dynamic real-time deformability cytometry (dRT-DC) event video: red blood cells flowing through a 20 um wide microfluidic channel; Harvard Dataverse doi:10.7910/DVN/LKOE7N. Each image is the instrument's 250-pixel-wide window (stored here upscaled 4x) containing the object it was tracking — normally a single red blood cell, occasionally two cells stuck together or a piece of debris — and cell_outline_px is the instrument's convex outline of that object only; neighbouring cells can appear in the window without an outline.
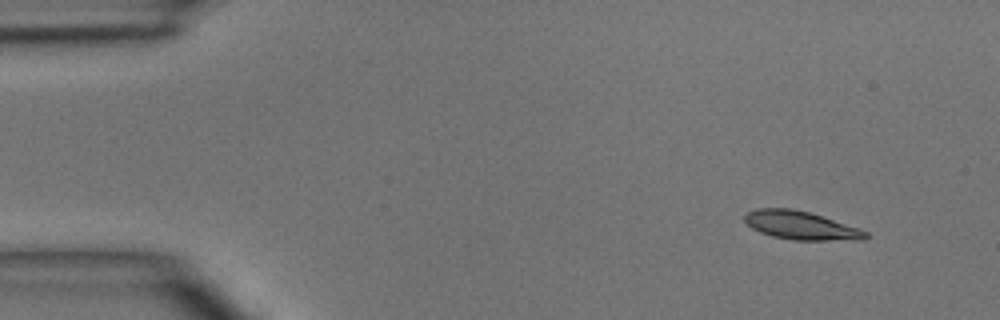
{"species": "common noctule bat (a hibernating species)", "species_latin": "Nyctalus noctula", "temperature_condition": "room temperature", "stored_images_in_passage": 4, "segment_of_instrument_passage": [1, 2], "camera_frame_rate_fps": 3000, "um_per_image_px": 0.085, "animal": {"sex": "male", "body_mass_g": 15.6}, "frame": {"image": 1, "passage_image": 1, "time_ms": 0.0, "image_size_px": [1000, 320], "cell_outline_px": [[868, 236], [864, 240], [792, 240], [772, 236], [760, 232], [752, 228], [744, 220], [744, 216], [748, 212], [756, 208], [792, 208], [808, 212], [860, 228], [868, 232]], "centroid_in_image_um": [68.08, 19.16], "position_along_channel_um": 16.9, "area_um2": 20.0}}